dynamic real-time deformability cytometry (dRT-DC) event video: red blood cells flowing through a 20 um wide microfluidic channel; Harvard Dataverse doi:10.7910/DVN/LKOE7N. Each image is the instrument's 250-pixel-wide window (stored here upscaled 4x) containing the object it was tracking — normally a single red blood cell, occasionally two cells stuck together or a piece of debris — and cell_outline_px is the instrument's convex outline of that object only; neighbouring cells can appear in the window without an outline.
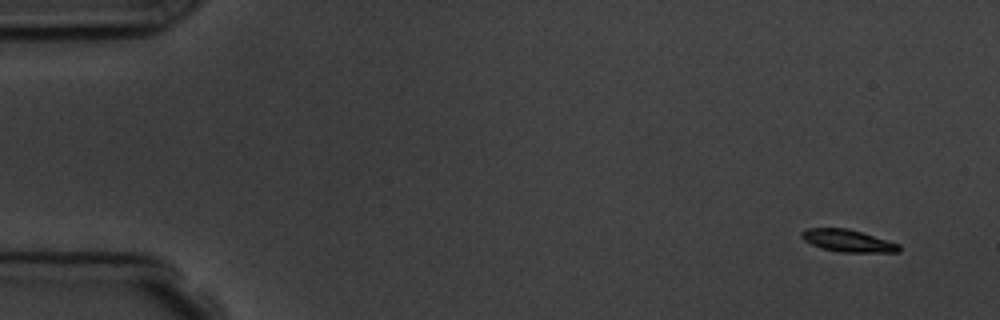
{"species": "common noctule bat (a hibernating species)", "species_latin": "Nyctalus noctula", "temperature_condition": "room temperature", "stored_images_in_passage": 5, "camera_frame_rate_fps": 3000, "um_per_image_px": 0.085, "animal": {"sex": "male", "body_mass_g": 19.5, "forearm_length_mm": 54.6}, "frame": {"image": 1, "passage_image": 1, "time_ms": 0.0, "image_size_px": [1000, 320], "cell_outline_px": [[900, 252], [840, 252], [824, 248], [812, 244], [804, 240], [800, 236], [800, 232], [808, 228], [848, 228], [888, 240], [900, 244]], "centroid_in_image_um": [72.08, 20.45], "position_along_channel_um": 12.9, "area_um2": 12.54}}
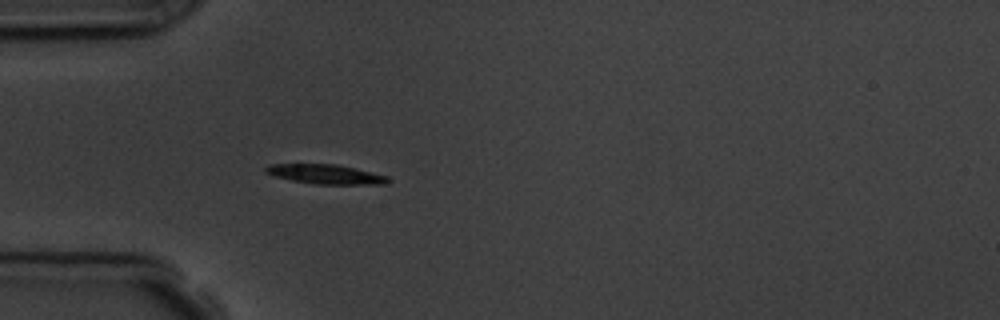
{"frame": {"image": 2, "passage_image": 5, "time_ms": 4.333, "image_size_px": [1000, 320], "cell_outline_px": [[392, 180], [384, 184], [316, 184], [292, 180], [276, 176], [264, 172], [264, 168], [268, 164], [336, 164], [384, 176]], "centroid_in_image_um": [27.6, 14.8], "position_along_channel_um": 57.4, "area_um2": 13.53}}